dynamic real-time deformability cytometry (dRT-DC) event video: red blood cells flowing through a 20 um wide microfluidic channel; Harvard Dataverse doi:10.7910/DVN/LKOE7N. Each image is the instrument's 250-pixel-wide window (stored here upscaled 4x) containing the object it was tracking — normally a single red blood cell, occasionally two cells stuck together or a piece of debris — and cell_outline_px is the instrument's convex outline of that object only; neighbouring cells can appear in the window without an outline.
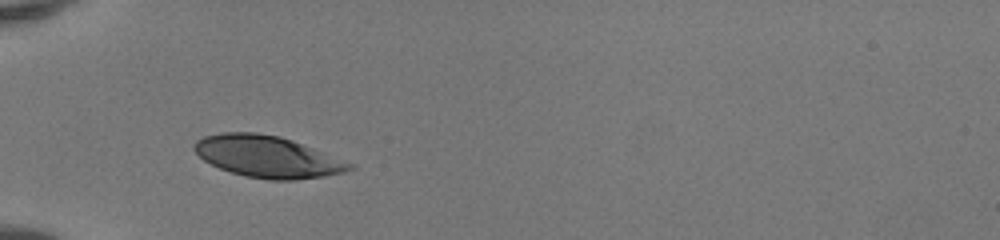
{"species": "human", "species_latin": "Homo sapiens", "temperature_condition": "room temperature", "stored_images_in_passage": 29, "camera_frame_rate_fps": 3000, "um_per_image_px": 0.085, "donor": {"sex": "female"}, "frame": {"image": 1, "passage_image": 1, "time_ms": 0.0, "image_size_px": [1000, 240], "cell_outline_px": [[356, 168], [344, 172], [324, 176], [296, 180], [268, 180], [244, 176], [220, 168], [204, 160], [192, 148], [192, 144], [196, 140], [204, 136], [220, 132], [256, 132], [280, 136], [292, 140], [356, 164]], "centroid_in_image_um": [22.75, 13.31], "position_along_channel_um": 62.3, "area_um2": 37.92}}
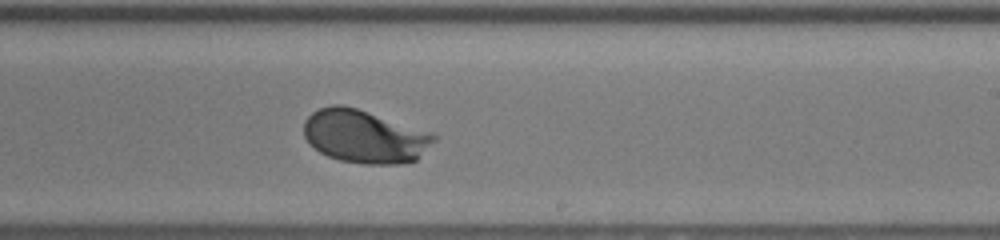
{"frame": {"image": 2, "passage_image": 16, "time_ms": 5.0, "image_size_px": [1000, 240], "cell_outline_px": [[436, 140], [416, 160], [400, 164], [364, 164], [340, 160], [328, 156], [320, 152], [308, 144], [304, 136], [304, 120], [312, 112], [320, 108], [332, 104], [344, 104], [428, 132], [436, 136]], "centroid_in_image_um": [30.93, 11.6], "position_along_channel_um": 258.1, "area_um2": 40.0}}
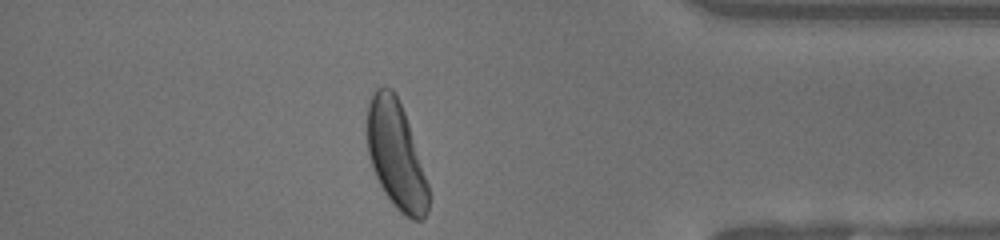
{"frame": {"image": 3, "passage_image": 28, "time_ms": 9.0, "image_size_px": [1000, 240], "cell_outline_px": [[428, 212], [420, 220], [412, 220], [404, 216], [396, 208], [384, 192], [372, 168], [368, 156], [368, 104], [376, 88], [392, 88], [404, 112], [428, 184]], "centroid_in_image_um": [33.66, 13.22], "position_along_channel_um": 401.5, "area_um2": 37.63}, "authors_computed_cell_mechanics": {"area_um2": 39.2462, "velocity_mm_per_s": 4.1193, "shape_relaxation_time_tau1_ms": 1.7944, "shape_relaxation_time_tau2_ms": null, "deformation_change_tau1": 0.1434, "deformation_change_tau2": null}}